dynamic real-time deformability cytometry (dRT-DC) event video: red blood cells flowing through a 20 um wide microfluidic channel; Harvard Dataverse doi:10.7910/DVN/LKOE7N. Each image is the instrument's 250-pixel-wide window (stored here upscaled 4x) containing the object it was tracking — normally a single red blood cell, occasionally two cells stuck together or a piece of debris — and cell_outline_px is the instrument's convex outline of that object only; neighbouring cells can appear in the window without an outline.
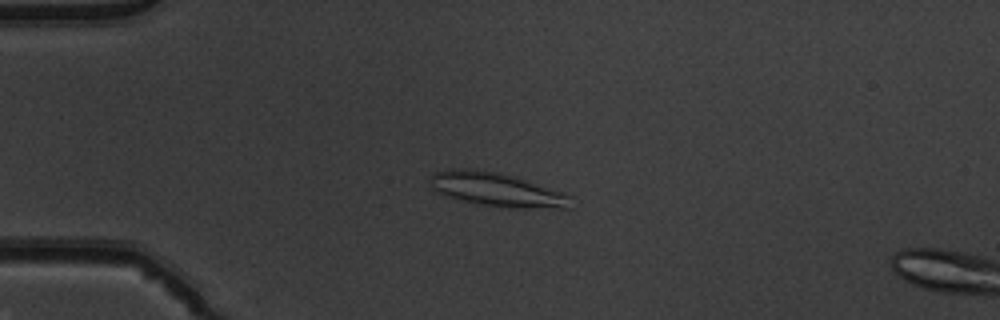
{"species": "common noctule bat (a hibernating species)", "species_latin": "Nyctalus noctula", "temperature_condition": "warm", "stored_images_in_passage": 12, "camera_frame_rate_fps": 3000, "um_per_image_px": 0.085, "animal": {"sex": "male", "body_mass_g": 19.5, "forearm_length_mm": 54.6}, "frame": {"image": 1, "passage_image": 10, "time_ms": 3.0, "image_size_px": [1000, 320], "cell_outline_px": [[572, 208], [508, 208], [476, 204], [460, 200], [448, 196], [432, 188], [428, 184], [428, 180], [432, 172], [448, 168], [464, 168], [496, 172], [516, 176], [572, 196]], "centroid_in_image_um": [42.19, 16.11], "position_along_channel_um": 42.8, "area_um2": 28.03}}